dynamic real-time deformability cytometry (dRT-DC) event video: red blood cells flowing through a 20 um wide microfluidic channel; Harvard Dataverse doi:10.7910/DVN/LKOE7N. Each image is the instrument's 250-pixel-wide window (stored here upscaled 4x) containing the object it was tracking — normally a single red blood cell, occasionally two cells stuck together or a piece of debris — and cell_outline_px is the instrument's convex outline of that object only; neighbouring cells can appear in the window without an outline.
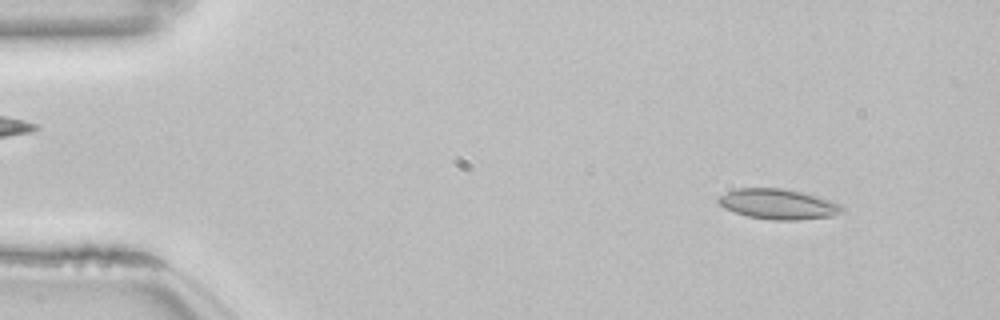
{"species": "common noctule bat (a hibernating species)", "species_latin": "Nyctalus noctula", "temperature_condition": "room temperature", "stored_images_in_passage": 14, "camera_frame_rate_fps": 3000, "um_per_image_px": 0.085, "animal": {"sex": "female", "body_mass_g": 22.7, "forearm_length_mm": 54.2}, "frame": {"image": 1, "passage_image": 5, "time_ms": 1.333, "image_size_px": [1000, 320], "cell_outline_px": [[844, 208], [840, 212], [832, 216], [796, 220], [772, 220], [748, 216], [724, 208], [716, 200], [724, 192], [736, 188], [784, 188], [816, 196], [840, 204]], "centroid_in_image_um": [66.1, 17.34], "position_along_channel_um": 18.9, "area_um2": 21.62}}